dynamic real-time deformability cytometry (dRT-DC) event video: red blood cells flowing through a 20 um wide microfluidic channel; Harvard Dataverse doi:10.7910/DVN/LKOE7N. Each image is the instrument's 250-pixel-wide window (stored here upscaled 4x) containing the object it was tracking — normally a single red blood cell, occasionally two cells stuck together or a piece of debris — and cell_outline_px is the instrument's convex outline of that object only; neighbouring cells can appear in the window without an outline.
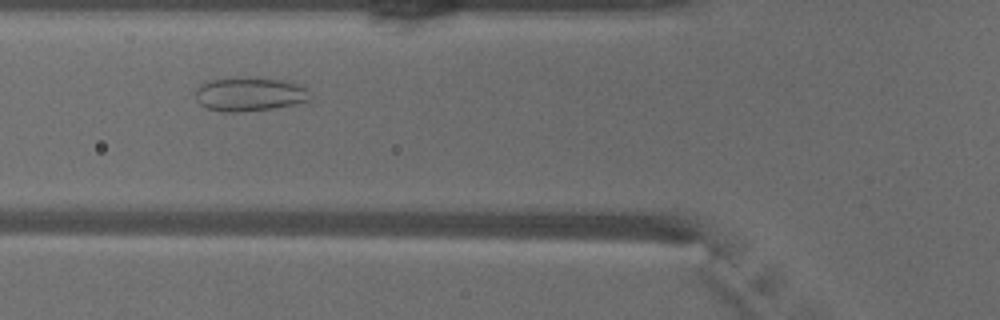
{"species": "common noctule bat (a hibernating species)", "species_latin": "Nyctalus noctula", "temperature_condition": "warm", "stored_images_in_passage": 31, "camera_frame_rate_fps": 3000, "um_per_image_px": 0.085, "animal": {"sex": "male", "body_mass_g": 18.8}, "frame": {"image": 1, "passage_image": 9, "time_ms": 2.667, "image_size_px": [1000, 320], "cell_outline_px": [[312, 100], [276, 108], [244, 112], [220, 112], [208, 108], [200, 104], [196, 100], [196, 88], [200, 84], [212, 80], [244, 76], [280, 80], [296, 84], [312, 92]], "centroid_in_image_um": [21.22, 8.01], "position_along_channel_um": 104.6, "area_um2": 22.95}}
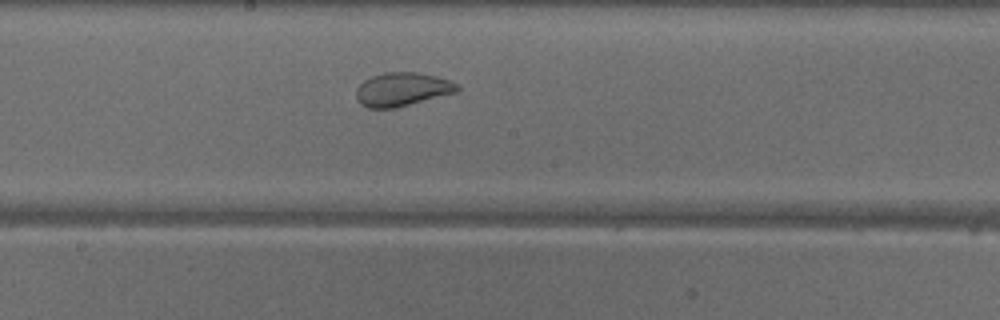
{"frame": {"image": 2, "passage_image": 17, "time_ms": 5.333, "image_size_px": [1000, 320], "cell_outline_px": [[460, 92], [392, 108], [368, 108], [360, 104], [356, 96], [356, 88], [364, 80], [372, 76], [384, 72], [416, 72], [436, 76], [460, 84]], "centroid_in_image_um": [34.21, 7.59], "position_along_channel_um": 214.0, "area_um2": 19.88}}
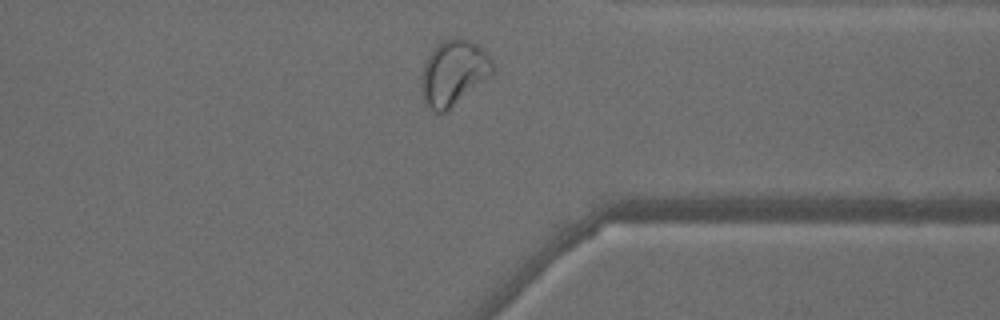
{"frame": {"image": 3, "passage_image": 29, "time_ms": 9.333, "image_size_px": [1000, 320], "cell_outline_px": [[492, 72], [488, 76], [448, 112], [436, 112], [424, 100], [420, 88], [420, 80], [424, 64], [428, 56], [444, 40], [468, 40], [476, 44], [492, 60]], "centroid_in_image_um": [38.52, 6.24], "position_along_channel_um": 372.9, "area_um2": 26.18}, "authors_computed_cell_mechanics": {"area_um2": 22.3686, "velocity_mm_per_s": 4.0966, "shape_relaxation_time_tau1_ms": null, "shape_relaxation_time_tau2_ms": 0.6346, "deformation_change_tau1": null, "deformation_change_tau2": 0.06}}